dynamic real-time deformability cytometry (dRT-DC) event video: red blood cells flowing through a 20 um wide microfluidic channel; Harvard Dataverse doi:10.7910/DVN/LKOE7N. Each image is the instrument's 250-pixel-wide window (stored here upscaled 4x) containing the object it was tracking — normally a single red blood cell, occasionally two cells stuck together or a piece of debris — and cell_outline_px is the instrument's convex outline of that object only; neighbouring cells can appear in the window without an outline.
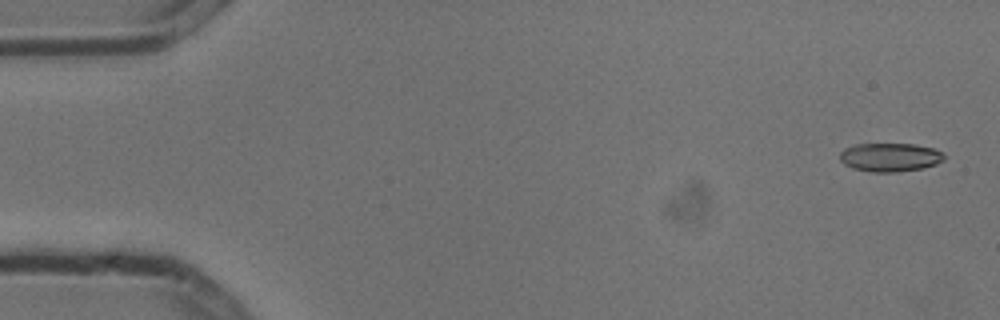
{"species": "common noctule bat (a hibernating species)", "species_latin": "Nyctalus noctula", "temperature_condition": "cold", "stored_images_in_passage": 5, "camera_frame_rate_fps": 3000, "um_per_image_px": 0.085, "animal": {"sex": "male", "body_mass_g": 13.3}, "frame": {"image": 1, "passage_image": 1, "time_ms": 0.0, "image_size_px": [1000, 320], "cell_outline_px": [[944, 160], [936, 164], [924, 168], [896, 172], [872, 172], [852, 168], [844, 164], [840, 160], [840, 152], [844, 148], [856, 144], [912, 144], [936, 148], [944, 152]], "centroid_in_image_um": [75.67, 13.36], "position_along_channel_um": 9.3, "area_um2": 17.57}}
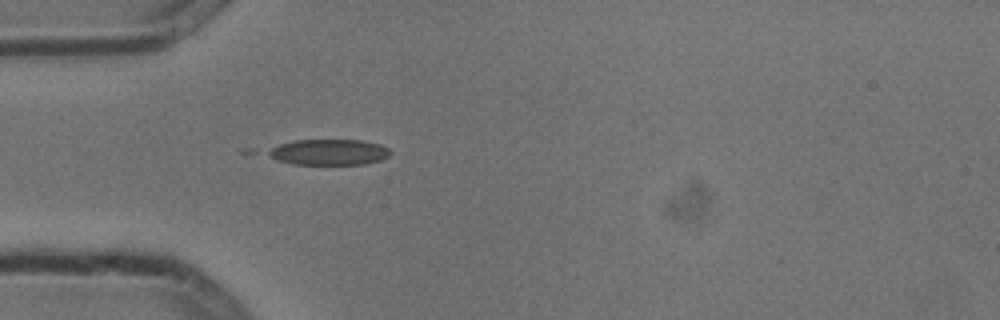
{"frame": {"image": 2, "passage_image": 5, "time_ms": 1.333, "image_size_px": [1000, 320], "cell_outline_px": [[392, 152], [388, 156], [380, 160], [364, 164], [292, 164], [240, 152], [240, 148], [292, 140], [360, 140], [380, 144], [388, 148]], "centroid_in_image_um": [27.27, 12.91], "position_along_channel_um": 57.7, "area_um2": 20.81}}